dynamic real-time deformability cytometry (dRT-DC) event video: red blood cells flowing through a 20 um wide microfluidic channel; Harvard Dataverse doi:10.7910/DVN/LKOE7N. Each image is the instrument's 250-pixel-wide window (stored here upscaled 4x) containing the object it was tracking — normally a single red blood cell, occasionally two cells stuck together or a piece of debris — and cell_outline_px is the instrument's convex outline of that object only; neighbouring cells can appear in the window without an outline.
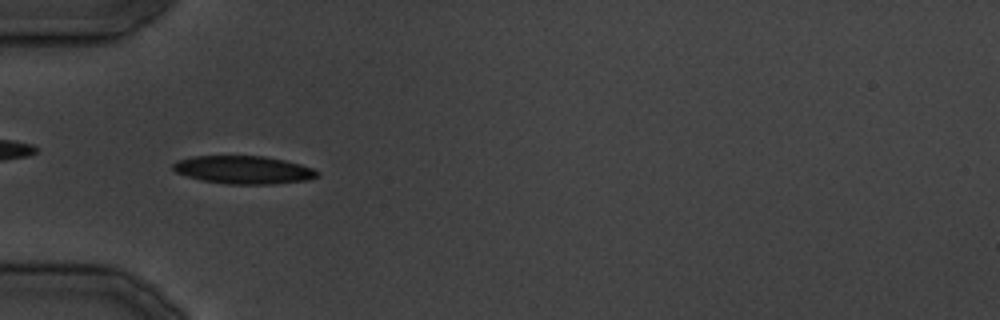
{"species": "common noctule bat (a hibernating species)", "species_latin": "Nyctalus noctula", "temperature_condition": "cold", "stored_images_in_passage": 9, "camera_frame_rate_fps": 3000, "um_per_image_px": 0.085, "animal": {"sex": "male", "body_mass_g": 19.5, "forearm_length_mm": 54.6}, "frame": {"image": 1, "passage_image": 7, "time_ms": 7.0, "image_size_px": [1000, 320], "cell_outline_px": [[320, 176], [308, 180], [272, 184], [228, 184], [200, 180], [176, 172], [172, 168], [172, 164], [176, 160], [192, 156], [264, 156], [284, 160], [300, 164], [312, 168], [320, 172]], "centroid_in_image_um": [20.7, 14.43], "position_along_channel_um": 64.3, "area_um2": 23.64}}